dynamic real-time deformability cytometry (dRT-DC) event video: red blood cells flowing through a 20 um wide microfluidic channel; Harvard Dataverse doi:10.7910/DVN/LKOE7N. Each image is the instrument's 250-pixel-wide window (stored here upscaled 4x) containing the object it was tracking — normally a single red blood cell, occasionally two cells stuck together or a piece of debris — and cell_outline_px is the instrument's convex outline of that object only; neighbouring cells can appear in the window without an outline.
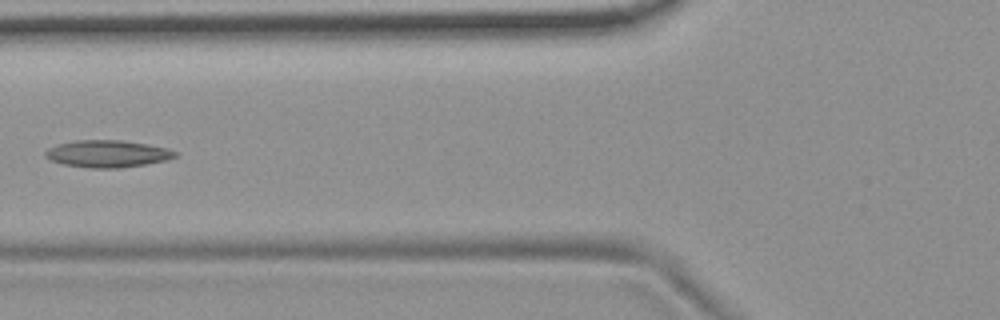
{"species": "common noctule bat (a hibernating species)", "species_latin": "Nyctalus noctula", "temperature_condition": "room temperature", "stored_images_in_passage": 7, "camera_frame_rate_fps": 3000, "um_per_image_px": 0.085, "animal": {"sex": "female", "body_mass_g": 19.9}, "frame": {"image": 1, "passage_image": 6, "time_ms": 1.667, "image_size_px": [1000, 320], "cell_outline_px": [[180, 156], [168, 160], [120, 168], [92, 168], [64, 164], [48, 160], [44, 156], [44, 152], [48, 148], [56, 144], [76, 140], [120, 140], [168, 148], [180, 152]], "centroid_in_image_um": [9.15, 13.07], "position_along_channel_um": 116.7, "area_um2": 20.69}}
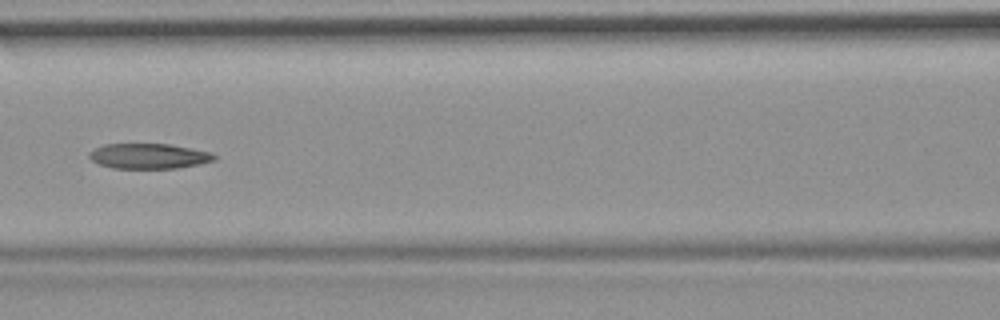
{"frame": {"image": 2, "passage_image": 7, "time_ms": 2.0, "image_size_px": [1000, 320], "cell_outline_px": [[216, 160], [200, 164], [180, 168], [112, 168], [100, 164], [92, 160], [88, 156], [88, 152], [104, 144], [168, 144], [192, 148], [212, 152], [216, 156]], "centroid_in_image_um": [12.68, 13.27], "position_along_channel_um": 153.9, "area_um2": 18.44}}